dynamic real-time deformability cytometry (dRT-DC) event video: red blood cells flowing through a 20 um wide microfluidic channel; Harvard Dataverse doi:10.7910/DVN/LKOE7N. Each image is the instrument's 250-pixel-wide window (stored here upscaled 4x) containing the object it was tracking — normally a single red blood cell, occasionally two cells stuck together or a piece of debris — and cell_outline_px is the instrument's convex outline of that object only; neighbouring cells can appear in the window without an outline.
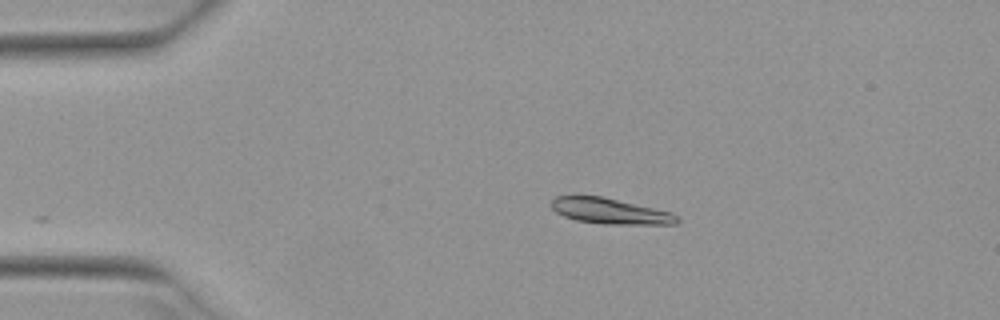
{"species": "Egyptian fruit bat (a non-hibernating species)", "species_latin": "Rousettus aegyptiacus", "temperature_condition": "warm", "stored_images_in_passage": 22, "camera_frame_rate_fps": 3000, "um_per_image_px": 0.085, "animal": {"sex": "female"}, "frame": {"image": 1, "passage_image": 1, "time_ms": 0.0, "image_size_px": [1000, 320], "cell_outline_px": [[680, 220], [676, 224], [604, 224], [576, 220], [564, 216], [556, 212], [552, 208], [552, 200], [556, 196], [604, 196], [672, 212]], "centroid_in_image_um": [51.88, 17.94], "position_along_channel_um": 33.1, "area_um2": 18.79}}
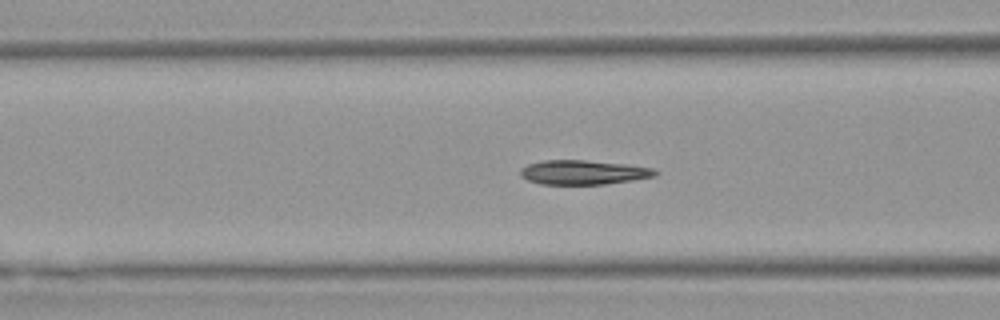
{"frame": {"image": 2, "passage_image": 11, "time_ms": 3.333, "image_size_px": [1000, 320], "cell_outline_px": [[660, 172], [656, 176], [632, 180], [604, 184], [540, 184], [528, 180], [520, 176], [520, 168], [528, 164], [544, 160], [584, 160], [628, 164], [656, 168]], "centroid_in_image_um": [49.62, 14.64], "position_along_channel_um": 117.0, "area_um2": 19.31}}
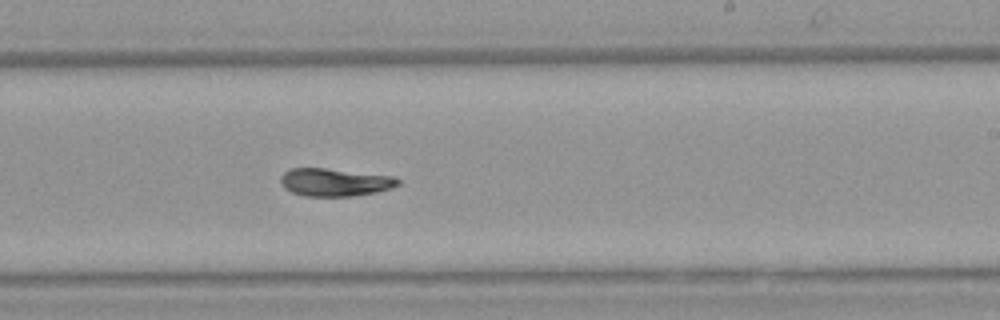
{"frame": {"image": 3, "passage_image": 22, "time_ms": 7.0, "image_size_px": [1000, 320], "cell_outline_px": [[400, 184], [392, 188], [376, 192], [352, 196], [304, 196], [292, 192], [284, 188], [280, 180], [280, 176], [288, 168], [324, 168], [392, 176], [400, 180]], "centroid_in_image_um": [28.43, 15.49], "position_along_channel_um": 260.6, "area_um2": 19.02}}